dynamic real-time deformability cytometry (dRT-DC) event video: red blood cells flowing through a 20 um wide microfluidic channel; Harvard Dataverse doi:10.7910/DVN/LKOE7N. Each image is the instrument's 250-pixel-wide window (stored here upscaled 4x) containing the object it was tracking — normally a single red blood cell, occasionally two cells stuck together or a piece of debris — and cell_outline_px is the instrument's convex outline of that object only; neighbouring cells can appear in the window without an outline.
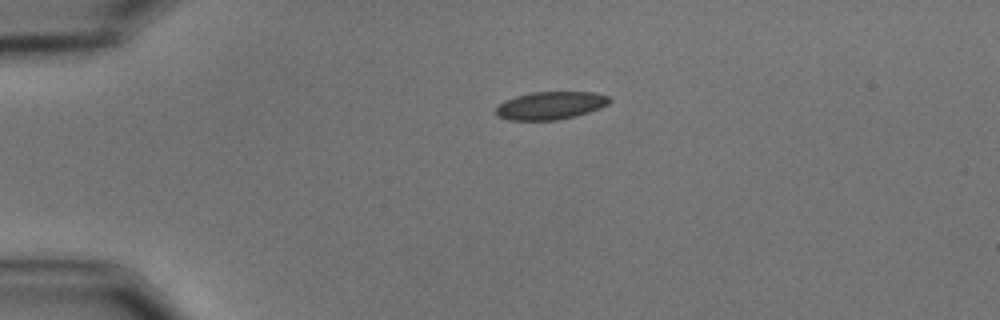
{"species": "common noctule bat (a hibernating species)", "species_latin": "Nyctalus noctula", "temperature_condition": "cold", "stored_images_in_passage": 21, "camera_frame_rate_fps": 3000, "um_per_image_px": 0.085, "animal": {"sex": "male", "body_mass_g": 15.6}, "frame": {"image": 1, "passage_image": 1, "time_ms": 0.0, "image_size_px": [1000, 320], "cell_outline_px": [[612, 100], [608, 104], [600, 108], [576, 116], [556, 120], [508, 120], [496, 116], [496, 108], [500, 104], [516, 96], [532, 92], [596, 92], [608, 96]], "centroid_in_image_um": [46.82, 8.97], "position_along_channel_um": 38.2, "area_um2": 18.38}}
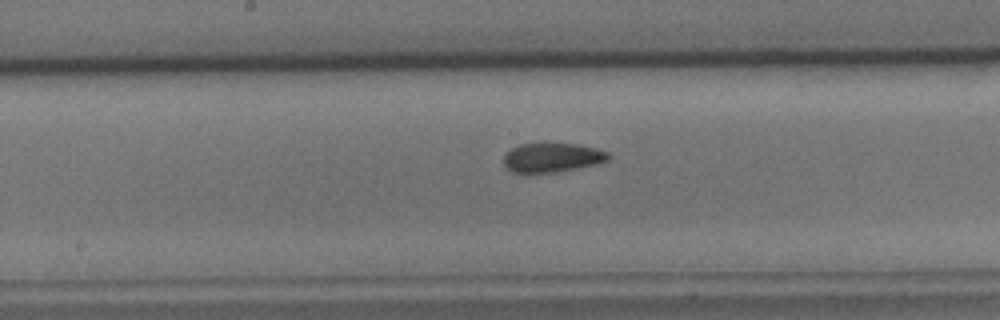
{"frame": {"image": 2, "passage_image": 18, "time_ms": 5.667, "image_size_px": [1000, 320], "cell_outline_px": [[612, 156], [608, 160], [596, 164], [556, 172], [512, 172], [504, 164], [504, 156], [512, 148], [520, 144], [576, 144], [596, 148], [608, 152]], "centroid_in_image_um": [46.97, 13.39], "position_along_channel_um": 201.2, "area_um2": 17.51}}